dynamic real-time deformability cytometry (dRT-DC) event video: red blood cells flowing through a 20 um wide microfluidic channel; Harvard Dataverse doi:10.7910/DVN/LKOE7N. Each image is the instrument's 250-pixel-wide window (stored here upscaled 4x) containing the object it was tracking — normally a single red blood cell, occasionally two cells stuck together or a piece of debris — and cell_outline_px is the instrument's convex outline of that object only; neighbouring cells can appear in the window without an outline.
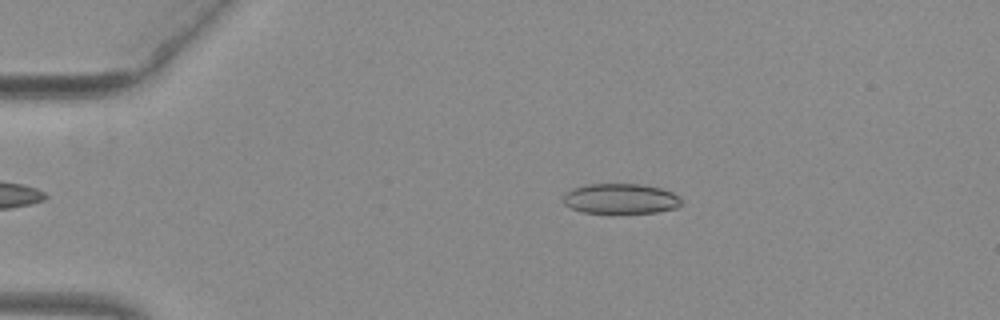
{"species": "common noctule bat (a hibernating species)", "species_latin": "Nyctalus noctula", "temperature_condition": "warm", "stored_images_in_passage": 48, "camera_frame_rate_fps": 3000, "um_per_image_px": 0.085, "animal": {"sex": "female", "body_mass_g": 29.2, "forearm_length_mm": 56.3}, "frame": {"image": 1, "passage_image": 6, "time_ms": 1.667, "image_size_px": [1000, 320], "cell_outline_px": [[680, 204], [676, 208], [656, 212], [580, 212], [564, 204], [564, 196], [572, 188], [588, 184], [644, 184], [660, 188], [672, 192], [680, 196]], "centroid_in_image_um": [52.76, 16.87], "position_along_channel_um": 32.2, "area_um2": 20.52}}
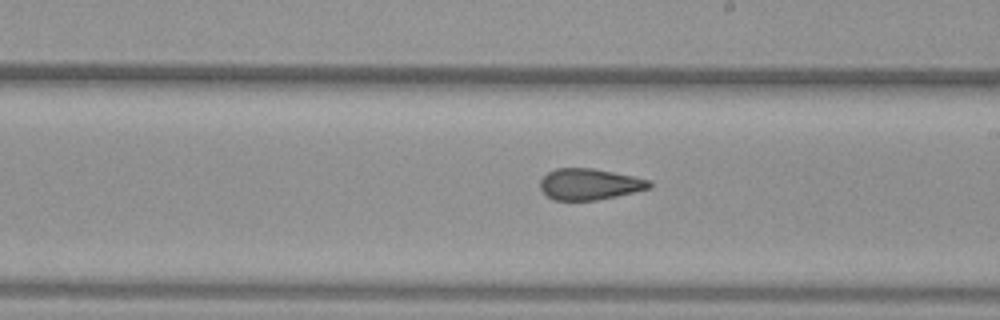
{"frame": {"image": 2, "passage_image": 26, "time_ms": 8.333, "image_size_px": [1000, 320], "cell_outline_px": [[652, 188], [616, 196], [596, 200], [552, 200], [540, 188], [540, 180], [548, 172], [556, 168], [592, 168], [632, 176], [648, 180], [652, 184]], "centroid_in_image_um": [50.09, 15.66], "position_along_channel_um": 238.9, "area_um2": 19.71}}
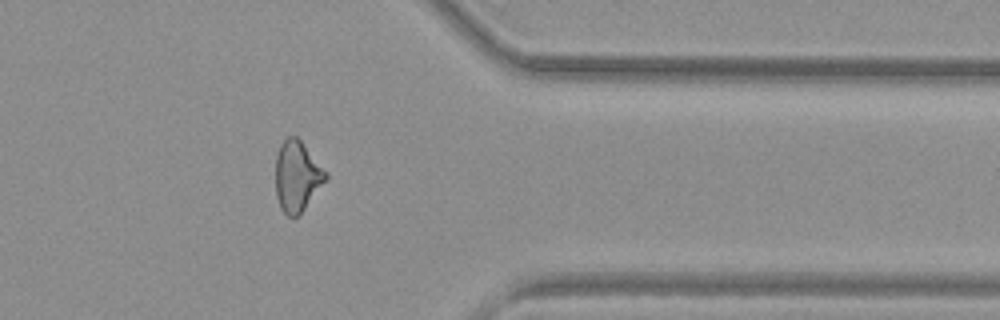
{"frame": {"image": 3, "passage_image": 38, "time_ms": 12.333, "image_size_px": [1000, 320], "cell_outline_px": [[328, 176], [300, 216], [288, 216], [280, 208], [276, 196], [276, 156], [280, 144], [288, 136], [296, 136], [300, 140], [328, 172]], "centroid_in_image_um": [25.25, 14.99], "position_along_channel_um": 386.2, "area_um2": 20.63}, "authors_computed_cell_mechanics": {"area_um2": 20.8947, "velocity_mm_per_s": 3.9792, "shape_relaxation_time_tau1_ms": null, "shape_relaxation_time_tau2_ms": 2.0822, "deformation_change_tau1": null, "deformation_change_tau2": 0.0973}}